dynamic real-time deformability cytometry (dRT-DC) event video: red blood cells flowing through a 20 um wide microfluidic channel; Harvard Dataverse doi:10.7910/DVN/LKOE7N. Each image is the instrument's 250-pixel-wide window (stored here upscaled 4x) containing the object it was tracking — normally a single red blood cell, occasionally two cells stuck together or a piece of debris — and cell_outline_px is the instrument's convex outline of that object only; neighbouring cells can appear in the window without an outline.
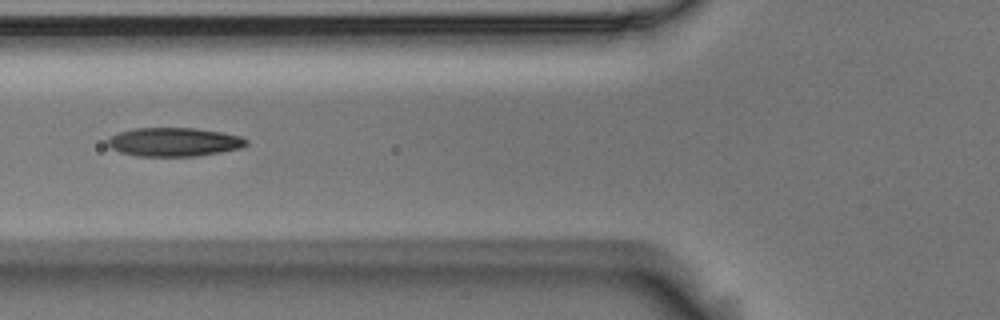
{"species": "Egyptian fruit bat (a non-hibernating species)", "species_latin": "Rousettus aegyptiacus", "temperature_condition": "room temperature", "stored_images_in_passage": 2, "camera_frame_rate_fps": 3000, "um_per_image_px": 0.085, "animal": {"sex": "male"}, "frame": {"image": 1, "passage_image": 2, "time_ms": 0.333, "image_size_px": [1000, 320], "cell_outline_px": [[248, 144], [240, 148], [220, 152], [196, 156], [136, 156], [120, 152], [104, 144], [112, 136], [120, 132], [136, 128], [196, 128], [224, 132], [240, 136], [248, 140]], "centroid_in_image_um": [14.81, 12.07], "position_along_channel_um": 111.0, "area_um2": 23.24}}